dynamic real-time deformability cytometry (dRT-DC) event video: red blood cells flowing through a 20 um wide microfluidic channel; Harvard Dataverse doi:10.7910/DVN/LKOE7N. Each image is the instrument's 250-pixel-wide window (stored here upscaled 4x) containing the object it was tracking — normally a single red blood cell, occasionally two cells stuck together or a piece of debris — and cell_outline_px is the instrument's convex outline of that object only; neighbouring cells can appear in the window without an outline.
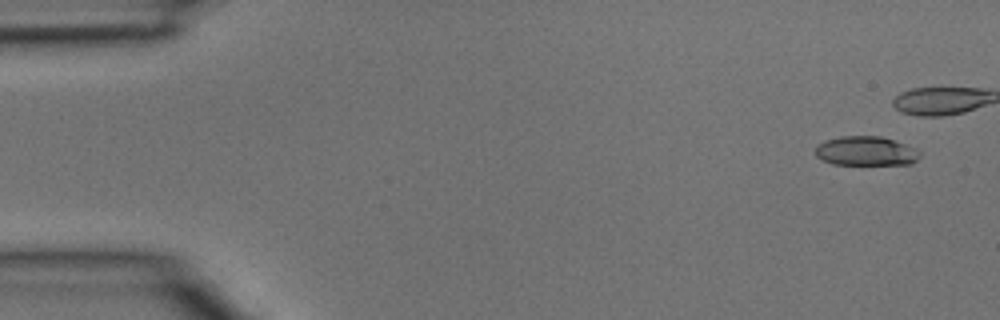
{"species": "common noctule bat (a hibernating species)", "species_latin": "Nyctalus noctula", "temperature_condition": "room temperature", "stored_images_in_passage": 5, "camera_frame_rate_fps": 3000, "um_per_image_px": 0.085, "animal": {"sex": "male", "body_mass_g": 15.6}, "frame": {"image": 1, "passage_image": 1, "time_ms": 0.0, "image_size_px": [1000, 320], "cell_outline_px": [[920, 156], [912, 164], [832, 164], [816, 156], [816, 144], [824, 140], [840, 136], [880, 136], [916, 148], [920, 152]], "centroid_in_image_um": [73.59, 12.83], "position_along_channel_um": 11.4, "area_um2": 17.8}}